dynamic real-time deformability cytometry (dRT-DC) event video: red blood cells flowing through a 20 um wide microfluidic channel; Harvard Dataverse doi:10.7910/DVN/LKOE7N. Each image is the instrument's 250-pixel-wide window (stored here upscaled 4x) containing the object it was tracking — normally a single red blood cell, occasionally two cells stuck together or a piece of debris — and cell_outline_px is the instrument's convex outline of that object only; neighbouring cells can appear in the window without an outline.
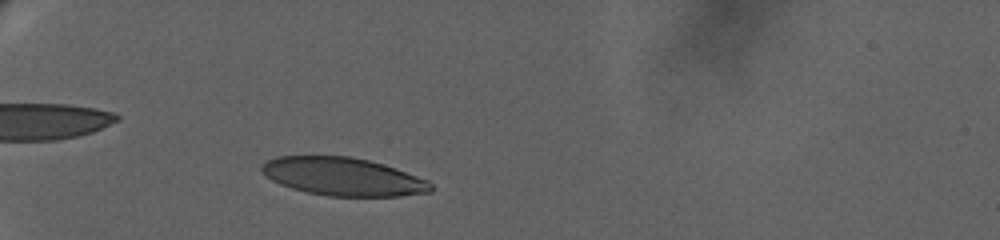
{"species": "human", "species_latin": "Homo sapiens", "temperature_condition": "warm", "stored_images_in_passage": 12, "camera_frame_rate_fps": 3000, "um_per_image_px": 0.085, "donor": {"sex": "female"}, "frame": {"image": 1, "passage_image": 10, "time_ms": 2.0, "image_size_px": [1000, 240], "cell_outline_px": [[436, 188], [432, 192], [400, 196], [328, 196], [308, 192], [292, 188], [280, 184], [272, 180], [260, 168], [268, 160], [276, 156], [352, 156], [384, 164], [396, 168], [428, 180]], "centroid_in_image_um": [29.22, 15.01], "position_along_channel_um": 55.8, "area_um2": 37.51}}